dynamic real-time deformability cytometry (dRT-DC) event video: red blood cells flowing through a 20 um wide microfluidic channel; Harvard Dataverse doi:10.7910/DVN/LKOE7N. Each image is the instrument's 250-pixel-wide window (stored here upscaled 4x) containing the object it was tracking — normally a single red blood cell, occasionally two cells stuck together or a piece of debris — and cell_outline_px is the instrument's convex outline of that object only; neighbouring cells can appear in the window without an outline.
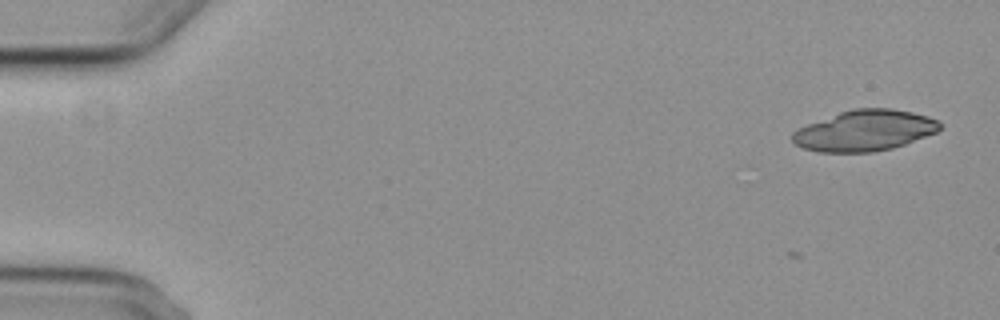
{"species": "common noctule bat (a hibernating species)", "species_latin": "Nyctalus noctula", "temperature_condition": "cold", "stored_images_in_passage": 6, "camera_frame_rate_fps": 3000, "um_per_image_px": 0.085, "animal": {"sex": "female", "body_mass_g": 29.2, "forearm_length_mm": 56.3}, "frame": {"image": 1, "passage_image": 2, "time_ms": 1.0, "image_size_px": [1000, 320], "cell_outline_px": [[940, 128], [936, 132], [904, 144], [892, 148], [872, 152], [816, 152], [800, 148], [792, 140], [792, 132], [808, 124], [840, 112], [852, 108], [892, 108], [912, 112], [928, 116], [940, 120]], "centroid_in_image_um": [73.49, 11.1], "position_along_channel_um": 11.5, "area_um2": 35.03}}